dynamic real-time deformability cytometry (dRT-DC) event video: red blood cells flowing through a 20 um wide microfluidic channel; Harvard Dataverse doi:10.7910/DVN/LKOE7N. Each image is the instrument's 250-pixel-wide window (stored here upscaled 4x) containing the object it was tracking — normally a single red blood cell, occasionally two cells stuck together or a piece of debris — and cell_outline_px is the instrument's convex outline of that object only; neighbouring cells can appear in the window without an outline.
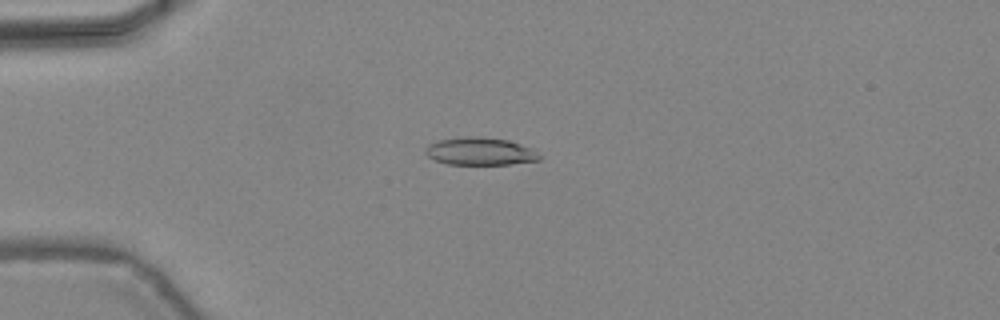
{"species": "common noctule bat (a hibernating species)", "species_latin": "Nyctalus noctula", "temperature_condition": "warm", "stored_images_in_passage": 47, "camera_frame_rate_fps": 3000, "um_per_image_px": 0.085, "animal": {"sex": "female", "body_mass_g": 24.6, "forearm_length_mm": 56.2}, "frame": {"image": 1, "passage_image": 13, "time_ms": 4.0, "image_size_px": [1000, 320], "cell_outline_px": [[540, 160], [508, 164], [448, 164], [436, 160], [428, 156], [424, 152], [432, 144], [440, 140], [508, 140], [528, 148], [540, 156]], "centroid_in_image_um": [40.83, 12.94], "position_along_channel_um": 44.2, "area_um2": 16.65}}
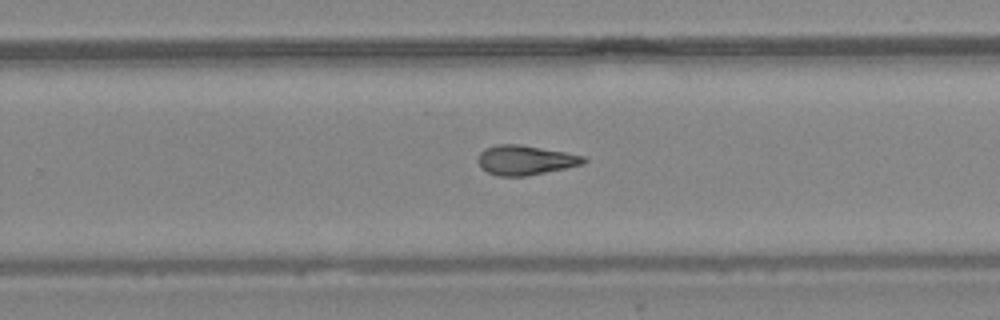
{"frame": {"image": 2, "passage_image": 31, "time_ms": 10.0, "image_size_px": [1000, 320], "cell_outline_px": [[588, 160], [584, 164], [524, 176], [496, 176], [480, 168], [476, 160], [480, 152], [484, 148], [496, 144], [520, 144], [564, 152], [584, 156]], "centroid_in_image_um": [44.59, 13.6], "position_along_channel_um": 285.2, "area_um2": 18.26}}
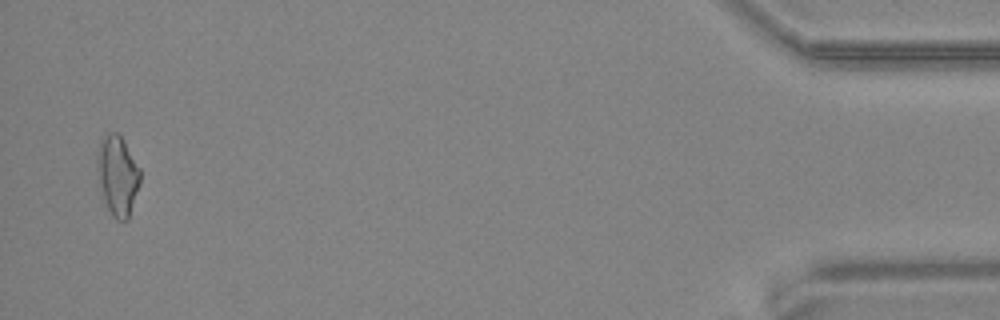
{"frame": {"image": 3, "passage_image": 46, "time_ms": 15.0, "image_size_px": [1000, 320], "cell_outline_px": [[140, 184], [128, 220], [116, 220], [112, 216], [104, 200], [100, 184], [96, 160], [96, 156], [100, 140], [108, 132], [116, 132], [124, 140], [140, 168]], "centroid_in_image_um": [10.0, 14.9], "position_along_channel_um": 425.2, "area_um2": 20.0}, "authors_computed_cell_mechanics": {"area_um2": 17.918, "velocity_mm_per_s": 4.4568, "shape_relaxation_time_tau1_ms": null, "shape_relaxation_time_tau2_ms": 4.1128, "deformation_change_tau1": null, "deformation_change_tau2": 0.1446}}